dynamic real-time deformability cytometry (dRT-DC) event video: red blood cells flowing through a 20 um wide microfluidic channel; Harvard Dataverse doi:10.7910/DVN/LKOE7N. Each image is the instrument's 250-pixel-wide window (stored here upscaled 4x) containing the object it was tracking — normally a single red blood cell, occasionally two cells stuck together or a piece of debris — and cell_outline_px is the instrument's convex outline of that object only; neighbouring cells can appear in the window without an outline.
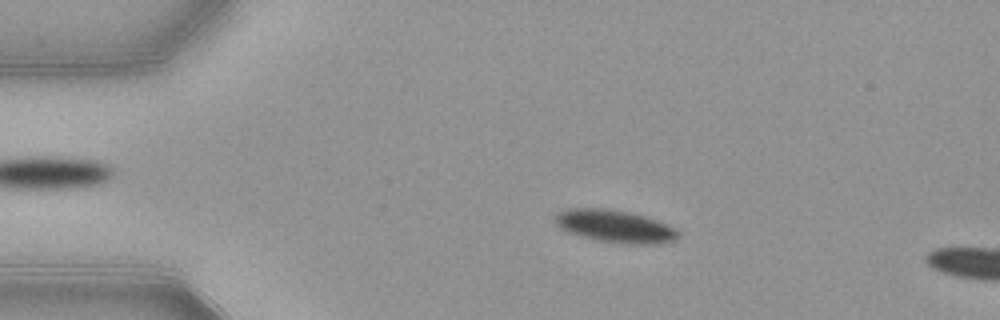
{"species": "common noctule bat (a hibernating species)", "species_latin": "Nyctalus noctula", "temperature_condition": "warm", "stored_images_in_passage": 53, "camera_frame_rate_fps": 3000, "um_per_image_px": 0.085, "animal": {"sex": "female", "body_mass_g": 21.9}, "frame": {"image": 1, "passage_image": 10, "time_ms": 3.0, "image_size_px": [1000, 320], "cell_outline_px": [[680, 236], [676, 240], [660, 244], [620, 244], [596, 240], [580, 236], [568, 232], [560, 228], [556, 224], [556, 212], [564, 208], [604, 208], [628, 212], [644, 216], [668, 224], [676, 228], [680, 232]], "centroid_in_image_um": [52.29, 19.24], "position_along_channel_um": 32.7, "area_um2": 23.7}}
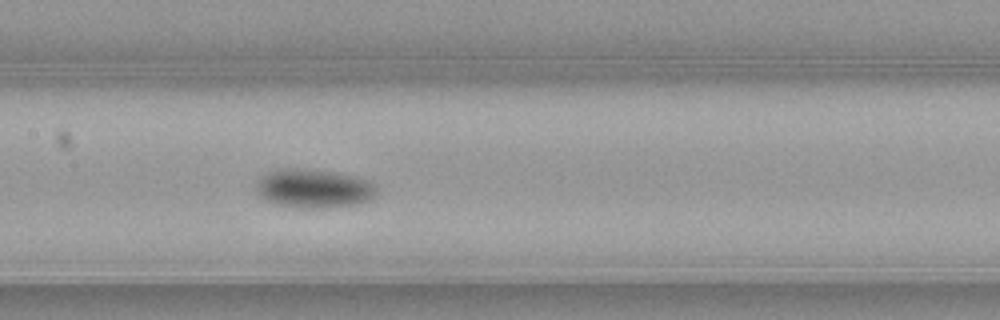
{"frame": {"image": 2, "passage_image": 25, "time_ms": 8.0, "image_size_px": [1000, 320], "cell_outline_px": [[380, 192], [372, 200], [360, 204], [328, 208], [300, 208], [276, 204], [264, 200], [260, 196], [256, 188], [256, 180], [264, 172], [276, 168], [304, 168], [336, 172], [356, 176], [372, 180]], "centroid_in_image_um": [26.71, 16.01], "position_along_channel_um": 180.7, "area_um2": 28.38}}
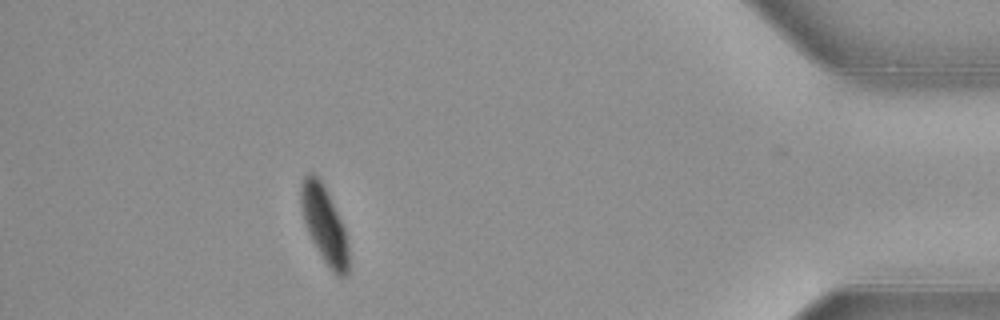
{"frame": {"image": 3, "passage_image": 47, "time_ms": 15.333, "image_size_px": [1000, 320], "cell_outline_px": [[348, 276], [336, 276], [332, 272], [324, 260], [312, 240], [308, 232], [304, 220], [300, 204], [300, 184], [304, 176], [308, 172], [312, 172], [324, 184], [328, 192], [344, 228], [348, 244]], "centroid_in_image_um": [27.56, 19.06], "position_along_channel_um": 407.6, "area_um2": 21.21}, "authors_computed_cell_mechanics": {"area_um2": 23.7558, "velocity_mm_per_s": 3.865, "shape_relaxation_time_tau1_ms": 2.4426, "shape_relaxation_time_tau2_ms": null, "deformation_change_tau1": 0.1235, "deformation_change_tau2": null}}